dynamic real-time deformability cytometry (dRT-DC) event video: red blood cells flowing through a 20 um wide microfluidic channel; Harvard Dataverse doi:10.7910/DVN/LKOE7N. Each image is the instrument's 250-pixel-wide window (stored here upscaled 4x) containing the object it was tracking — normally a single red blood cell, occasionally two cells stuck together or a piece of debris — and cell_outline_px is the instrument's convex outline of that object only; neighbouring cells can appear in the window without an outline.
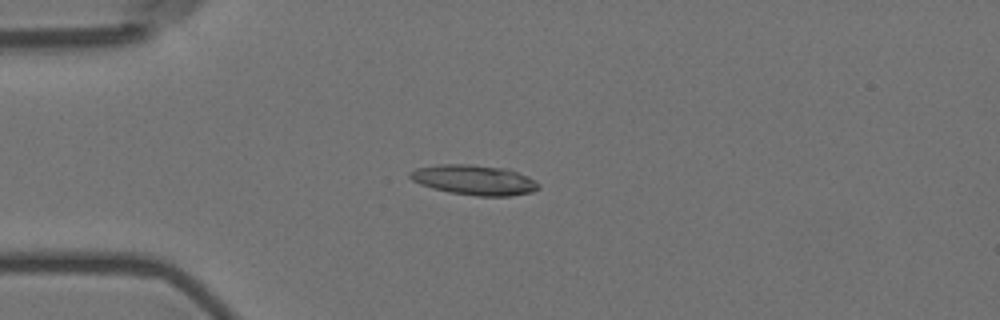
{"species": "Egyptian fruit bat (a non-hibernating species)", "species_latin": "Rousettus aegyptiacus", "temperature_condition": "room temperature", "stored_images_in_passage": 7, "camera_frame_rate_fps": 3000, "um_per_image_px": 0.085, "animal": {"sex": "female"}, "frame": {"image": 1, "passage_image": 5, "time_ms": 1.333, "image_size_px": [1000, 320], "cell_outline_px": [[540, 188], [532, 192], [512, 196], [476, 196], [448, 192], [432, 188], [420, 184], [412, 180], [408, 176], [408, 172], [416, 168], [440, 164], [472, 164], [508, 168], [528, 176], [540, 184]], "centroid_in_image_um": [40.32, 15.29], "position_along_channel_um": 44.7, "area_um2": 22.83}}
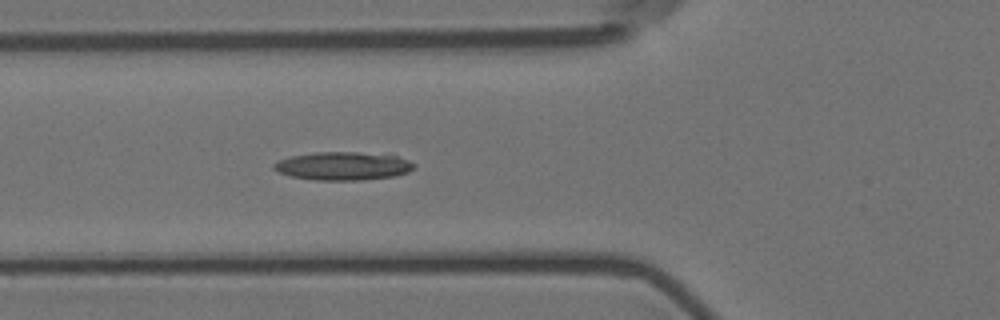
{"frame": {"image": 2, "passage_image": 7, "time_ms": 2.0, "image_size_px": [1000, 320], "cell_outline_px": [[416, 168], [408, 172], [396, 176], [360, 180], [316, 180], [292, 176], [280, 172], [272, 168], [272, 164], [288, 156], [316, 152], [356, 152], [396, 156], [408, 160], [416, 164]], "centroid_in_image_um": [29.17, 14.11], "position_along_channel_um": 96.6, "area_um2": 23.06}}